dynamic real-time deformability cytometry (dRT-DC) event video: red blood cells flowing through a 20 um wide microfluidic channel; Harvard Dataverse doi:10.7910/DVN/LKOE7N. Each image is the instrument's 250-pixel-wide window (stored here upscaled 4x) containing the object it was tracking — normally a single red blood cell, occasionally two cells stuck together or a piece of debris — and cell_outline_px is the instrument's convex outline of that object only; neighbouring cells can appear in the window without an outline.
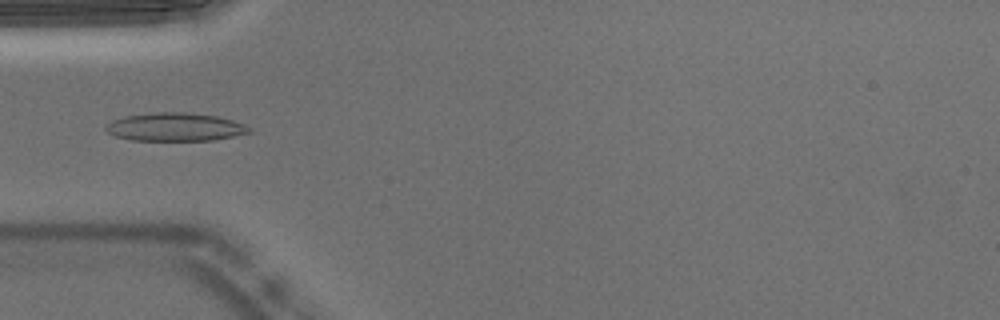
{"species": "Egyptian fruit bat (a non-hibernating species)", "species_latin": "Rousettus aegyptiacus", "temperature_condition": "warm", "stored_images_in_passage": 52, "camera_frame_rate_fps": 3000, "um_per_image_px": 0.085, "animal": {"sex": "male"}, "frame": {"image": 1, "passage_image": 16, "time_ms": 5.0, "image_size_px": [1000, 320], "cell_outline_px": [[252, 132], [212, 140], [132, 140], [116, 136], [108, 132], [104, 128], [112, 120], [124, 116], [156, 112], [184, 112], [216, 116], [232, 120], [244, 124], [252, 128]], "centroid_in_image_um": [14.89, 10.79], "position_along_channel_um": 70.1, "area_um2": 23.41}}
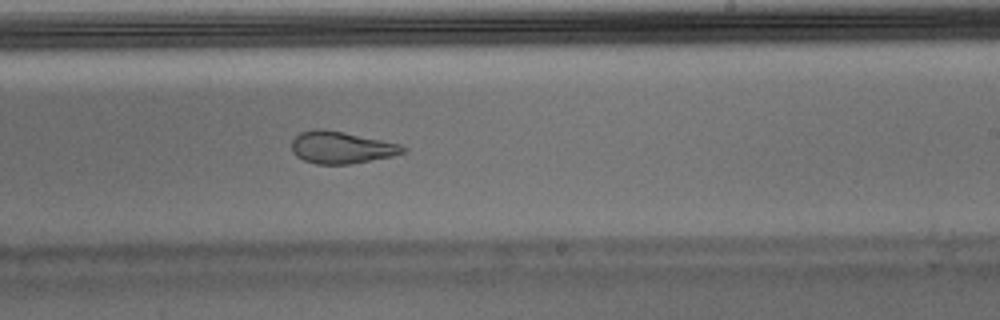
{"frame": {"image": 2, "passage_image": 31, "time_ms": 10.0, "image_size_px": [1000, 320], "cell_outline_px": [[408, 148], [404, 152], [392, 156], [348, 164], [316, 164], [304, 160], [296, 156], [292, 152], [292, 140], [300, 132], [316, 128], [324, 128], [344, 132], [400, 144]], "centroid_in_image_um": [28.98, 12.52], "position_along_channel_um": 260.0, "area_um2": 20.75}}
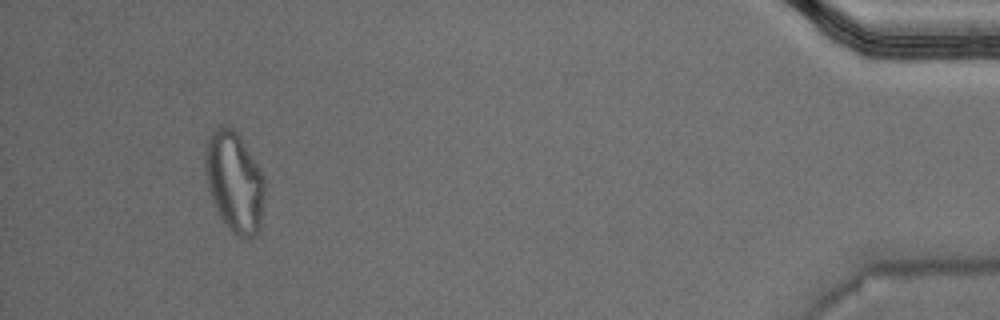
{"frame": {"image": 3, "passage_image": 49, "time_ms": 16.0, "image_size_px": [1000, 320], "cell_outline_px": [[264, 196], [260, 228], [252, 236], [244, 240], [236, 236], [228, 228], [220, 216], [216, 208], [208, 188], [204, 168], [204, 156], [208, 140], [212, 132], [220, 128], [232, 128], [240, 136], [260, 168], [264, 176]], "centroid_in_image_um": [19.94, 15.5], "position_along_channel_um": 415.3, "area_um2": 34.62}, "authors_computed_cell_mechanics": {"area_um2": 22.7154, "velocity_mm_per_s": 3.7768, "shape_relaxation_time_tau1_ms": null, "shape_relaxation_time_tau2_ms": 1.7489, "deformation_change_tau1": null, "deformation_change_tau2": 0.0784}}